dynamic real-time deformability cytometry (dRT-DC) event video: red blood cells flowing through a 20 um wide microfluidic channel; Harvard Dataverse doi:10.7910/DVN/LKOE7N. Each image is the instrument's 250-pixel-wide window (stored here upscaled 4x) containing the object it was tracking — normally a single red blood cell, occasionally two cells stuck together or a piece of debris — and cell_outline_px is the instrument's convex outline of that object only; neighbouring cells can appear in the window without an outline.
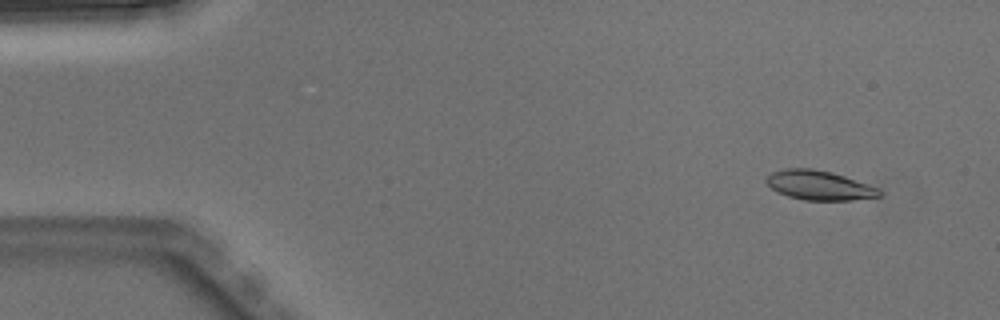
{"species": "Egyptian fruit bat (a non-hibernating species)", "species_latin": "Rousettus aegyptiacus", "temperature_condition": "warm", "stored_images_in_passage": 4, "segment_of_instrument_passage": [2, 2], "camera_frame_rate_fps": 3000, "um_per_image_px": 0.085, "animal": {"sex": "male"}, "frame": {"image": 1, "passage_image": 4, "time_ms": 1.0, "image_size_px": [1000, 320], "cell_outline_px": [[884, 192], [880, 196], [852, 200], [804, 200], [788, 196], [776, 192], [764, 180], [772, 172], [788, 168], [812, 168], [832, 172], [844, 176], [876, 188]], "centroid_in_image_um": [69.6, 15.75], "position_along_channel_um": 15.4, "area_um2": 19.19}}